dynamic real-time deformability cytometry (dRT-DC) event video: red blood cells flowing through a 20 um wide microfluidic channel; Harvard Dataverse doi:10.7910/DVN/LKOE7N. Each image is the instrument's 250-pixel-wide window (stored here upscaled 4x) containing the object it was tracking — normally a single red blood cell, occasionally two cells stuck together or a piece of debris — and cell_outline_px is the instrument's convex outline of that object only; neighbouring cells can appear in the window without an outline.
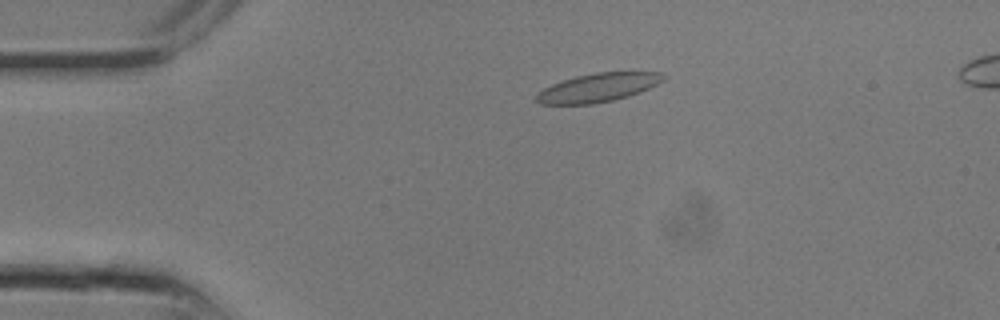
{"species": "common noctule bat (a hibernating species)", "species_latin": "Nyctalus noctula", "temperature_condition": "room temperature", "stored_images_in_passage": 10, "camera_frame_rate_fps": 3000, "um_per_image_px": 0.085, "animal": {"sex": "male", "body_mass_g": 13.3}, "frame": {"image": 1, "passage_image": 6, "time_ms": 1.667, "image_size_px": [1000, 320], "cell_outline_px": [[668, 76], [664, 80], [640, 92], [628, 96], [612, 100], [592, 104], [540, 104], [536, 100], [536, 96], [544, 88], [552, 84], [576, 76], [596, 72], [660, 72]], "centroid_in_image_um": [50.86, 7.44], "position_along_channel_um": 34.1, "area_um2": 20.98}}
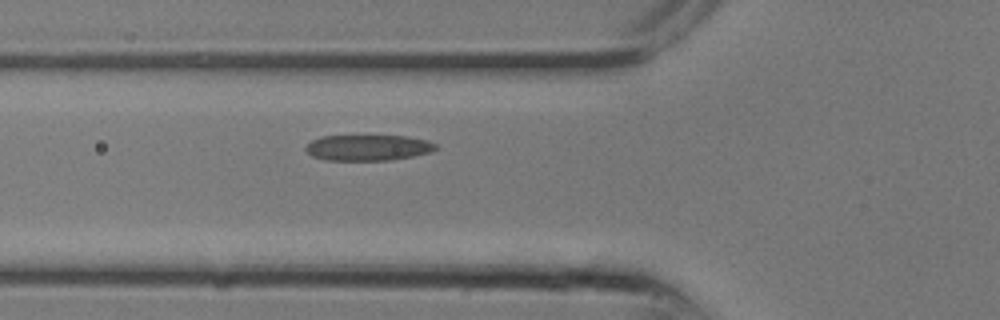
{"frame": {"image": 2, "passage_image": 10, "time_ms": 3.0, "image_size_px": [1000, 320], "cell_outline_px": [[436, 148], [432, 152], [392, 160], [324, 160], [312, 156], [304, 148], [312, 140], [320, 136], [408, 136], [428, 140], [436, 144]], "centroid_in_image_um": [31.29, 12.55], "position_along_channel_um": 94.5, "area_um2": 19.59}}